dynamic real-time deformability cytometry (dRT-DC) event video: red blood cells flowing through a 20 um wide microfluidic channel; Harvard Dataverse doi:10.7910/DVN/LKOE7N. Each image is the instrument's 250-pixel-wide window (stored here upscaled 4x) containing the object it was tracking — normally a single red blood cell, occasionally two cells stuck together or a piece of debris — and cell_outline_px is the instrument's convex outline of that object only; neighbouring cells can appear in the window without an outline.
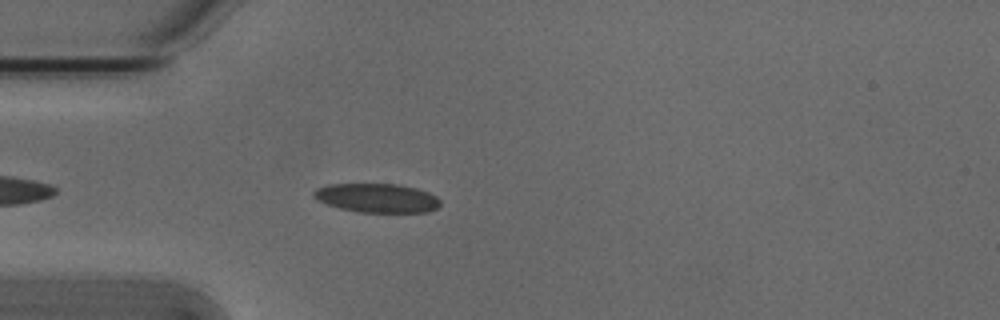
{"species": "Egyptian fruit bat (a non-hibernating species)", "species_latin": "Rousettus aegyptiacus", "temperature_condition": "cold", "stored_images_in_passage": 43, "camera_frame_rate_fps": 3000, "um_per_image_px": 0.085, "animal": {"sex": "male"}, "frame": {"image": 1, "passage_image": 5, "time_ms": 1.333, "image_size_px": [1000, 320], "cell_outline_px": [[440, 204], [436, 208], [428, 212], [360, 212], [340, 208], [316, 200], [312, 196], [312, 192], [316, 188], [328, 184], [396, 184], [416, 188], [428, 192], [436, 196], [440, 200]], "centroid_in_image_um": [32.02, 16.82], "position_along_channel_um": 53.0, "area_um2": 21.39}}
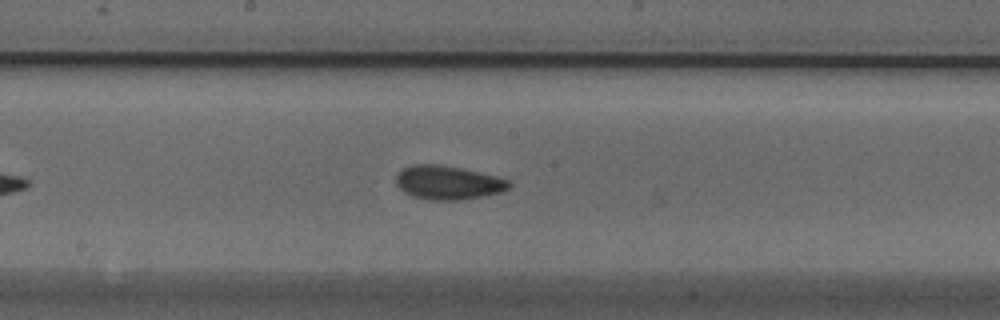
{"frame": {"image": 2, "passage_image": 18, "time_ms": 5.667, "image_size_px": [1000, 320], "cell_outline_px": [[512, 184], [508, 188], [500, 192], [464, 200], [432, 200], [412, 196], [404, 192], [396, 184], [396, 176], [400, 168], [412, 164], [436, 164], [460, 168], [496, 176], [508, 180]], "centroid_in_image_um": [38.04, 15.52], "position_along_channel_um": 210.2, "area_um2": 22.25}}
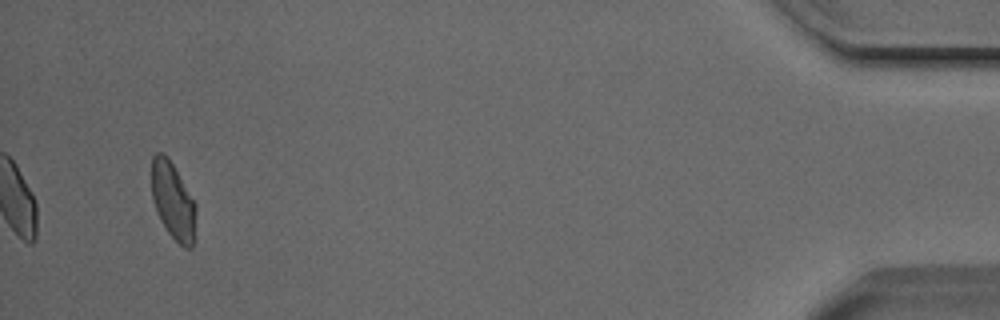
{"frame": {"image": 3, "passage_image": 41, "time_ms": 13.333, "image_size_px": [1000, 320], "cell_outline_px": [[196, 212], [192, 248], [184, 248], [168, 232], [160, 220], [152, 200], [152, 156], [156, 152], [164, 152], [168, 156], [196, 204]], "centroid_in_image_um": [14.69, 17.05], "position_along_channel_um": 420.5, "area_um2": 19.83}, "authors_computed_cell_mechanics": {"area_um2": 20.6924, "velocity_mm_per_s": 3.8132, "shape_relaxation_time_tau1_ms": 5.7343, "shape_relaxation_time_tau2_ms": 3.1246, "deformation_change_tau1": 0.124, "deformation_change_tau2": 0.0737}}